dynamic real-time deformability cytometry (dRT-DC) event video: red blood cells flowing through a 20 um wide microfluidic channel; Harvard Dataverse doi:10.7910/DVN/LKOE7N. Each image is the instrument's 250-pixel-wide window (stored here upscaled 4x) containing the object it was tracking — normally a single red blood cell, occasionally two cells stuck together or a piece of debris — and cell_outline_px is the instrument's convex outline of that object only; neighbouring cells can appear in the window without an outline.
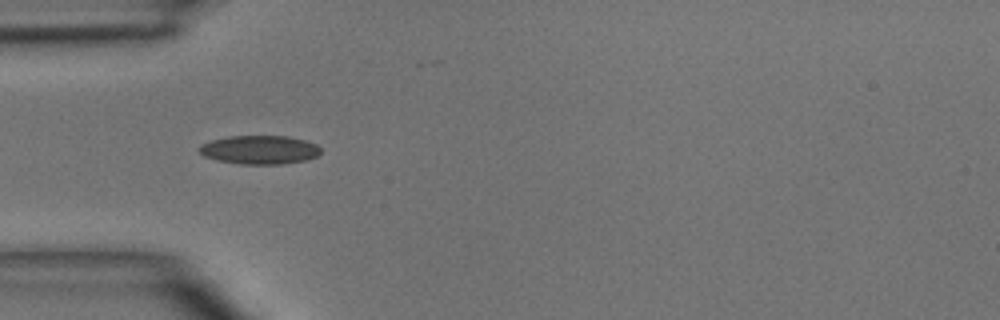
{"species": "common noctule bat (a hibernating species)", "species_latin": "Nyctalus noctula", "temperature_condition": "room temperature", "stored_images_in_passage": 6, "camera_frame_rate_fps": 3000, "um_per_image_px": 0.085, "animal": {"sex": "male", "body_mass_g": 15.6}, "frame": {"image": 1, "passage_image": 5, "time_ms": 4.333, "image_size_px": [1000, 320], "cell_outline_px": [[320, 152], [316, 156], [304, 160], [284, 164], [240, 164], [216, 160], [204, 156], [196, 148], [200, 144], [212, 140], [228, 136], [288, 136], [304, 140], [316, 144], [320, 148]], "centroid_in_image_um": [22.02, 12.73], "position_along_channel_um": 63.0, "area_um2": 20.35}}
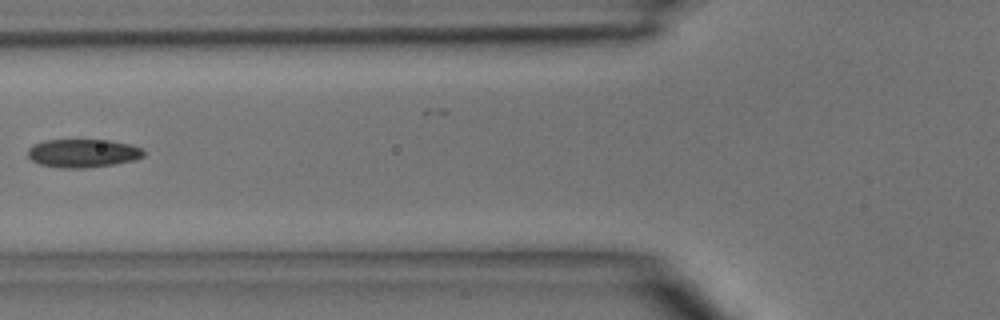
{"frame": {"image": 2, "passage_image": 6, "time_ms": 5.667, "image_size_px": [1000, 320], "cell_outline_px": [[144, 156], [136, 160], [112, 164], [84, 168], [60, 168], [40, 164], [32, 160], [28, 156], [28, 148], [32, 144], [44, 140], [112, 140], [132, 144], [144, 148]], "centroid_in_image_um": [7.07, 13.01], "position_along_channel_um": 118.7, "area_um2": 19.36}}